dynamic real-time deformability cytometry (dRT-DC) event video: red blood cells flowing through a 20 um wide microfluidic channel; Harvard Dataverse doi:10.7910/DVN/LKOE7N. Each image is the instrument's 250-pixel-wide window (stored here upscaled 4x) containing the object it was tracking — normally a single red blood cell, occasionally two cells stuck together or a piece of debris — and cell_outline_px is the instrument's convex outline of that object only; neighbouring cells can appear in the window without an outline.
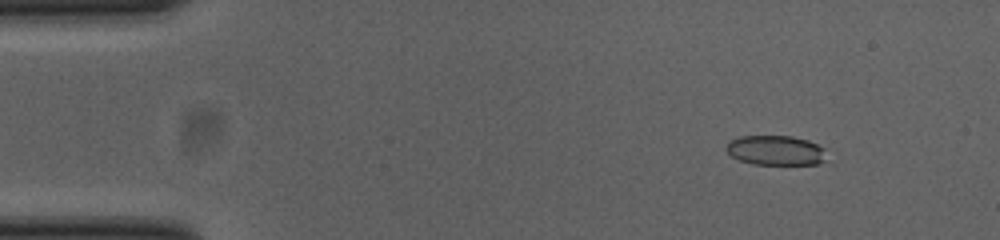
{"species": "common noctule bat (a hibernating species)", "species_latin": "Nyctalus noctula", "temperature_condition": "cold", "stored_images_in_passage": 53, "camera_frame_rate_fps": 3000, "um_per_image_px": 0.085, "animal": {"sex": "female", "body_mass_g": 23.0, "forearm_length_mm": 53.4}, "frame": {"image": 1, "passage_image": 6, "time_ms": 1.667, "image_size_px": [1000, 240], "cell_outline_px": [[824, 160], [816, 164], [752, 164], [740, 160], [732, 156], [724, 148], [728, 140], [740, 136], [792, 136], [808, 140], [824, 148]], "centroid_in_image_um": [65.87, 12.77], "position_along_channel_um": 19.1, "area_um2": 17.34}}
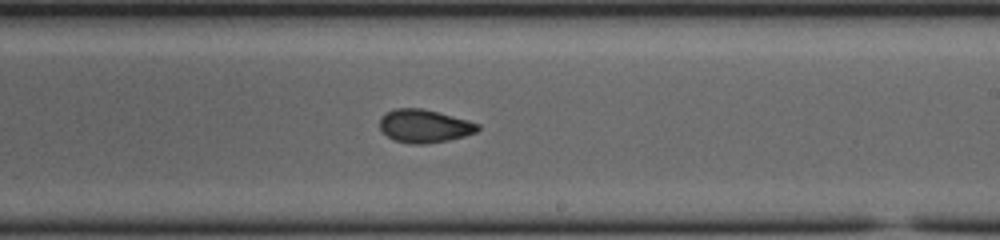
{"frame": {"image": 2, "passage_image": 31, "time_ms": 10.0, "image_size_px": [1000, 240], "cell_outline_px": [[480, 128], [476, 132], [464, 136], [448, 140], [424, 144], [412, 144], [396, 140], [388, 136], [380, 128], [380, 116], [384, 112], [396, 108], [420, 108], [468, 120], [480, 124]], "centroid_in_image_um": [36.06, 10.71], "position_along_channel_um": 252.9, "area_um2": 18.79}}
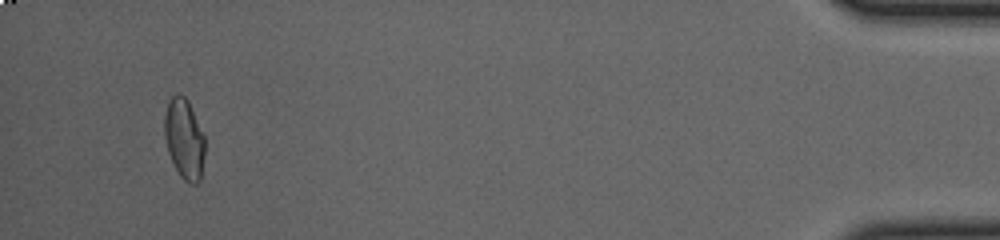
{"frame": {"image": 3, "passage_image": 50, "time_ms": 16.333, "image_size_px": [1000, 240], "cell_outline_px": [[204, 152], [200, 180], [196, 184], [188, 184], [180, 176], [168, 152], [164, 136], [164, 116], [168, 100], [172, 96], [184, 96], [188, 100], [204, 136]], "centroid_in_image_um": [15.65, 11.82], "position_along_channel_um": 419.6, "area_um2": 18.73}, "authors_computed_cell_mechanics": {"area_um2": 18.8428, "velocity_mm_per_s": 3.876, "shape_relaxation_time_tau1_ms": null, "shape_relaxation_time_tau2_ms": 2.3979, "deformation_change_tau1": null, "deformation_change_tau2": 0.0649}}